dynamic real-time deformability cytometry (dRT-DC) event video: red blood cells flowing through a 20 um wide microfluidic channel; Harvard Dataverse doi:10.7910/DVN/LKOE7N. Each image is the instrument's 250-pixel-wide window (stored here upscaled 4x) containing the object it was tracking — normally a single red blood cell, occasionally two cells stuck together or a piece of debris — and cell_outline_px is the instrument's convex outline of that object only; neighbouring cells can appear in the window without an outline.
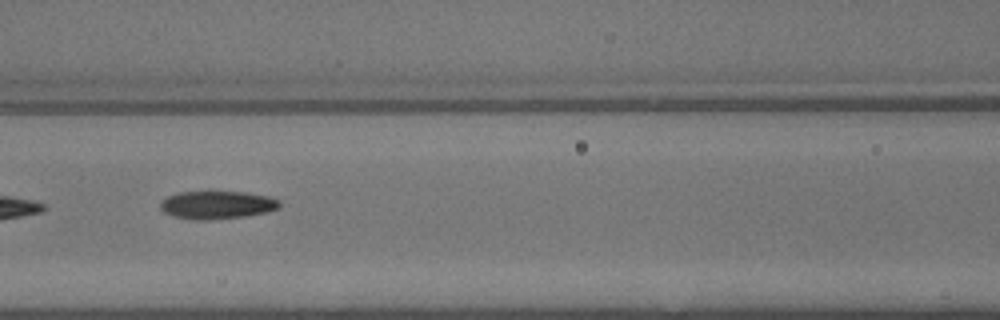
{"species": "common noctule bat (a hibernating species)", "species_latin": "Nyctalus noctula", "temperature_condition": "warm", "stored_images_in_passage": 4, "camera_frame_rate_fps": 3000, "um_per_image_px": 0.085, "animal": {"sex": "male", "body_mass_g": 13.3}, "frame": {"image": 1, "passage_image": 3, "time_ms": 0.667, "image_size_px": [1000, 320], "cell_outline_px": [[280, 208], [268, 212], [244, 216], [208, 220], [192, 220], [172, 216], [164, 212], [160, 208], [160, 200], [176, 192], [208, 188], [212, 188], [244, 192], [268, 196], [280, 200]], "centroid_in_image_um": [18.4, 17.36], "position_along_channel_um": 148.2, "area_um2": 20.63}}
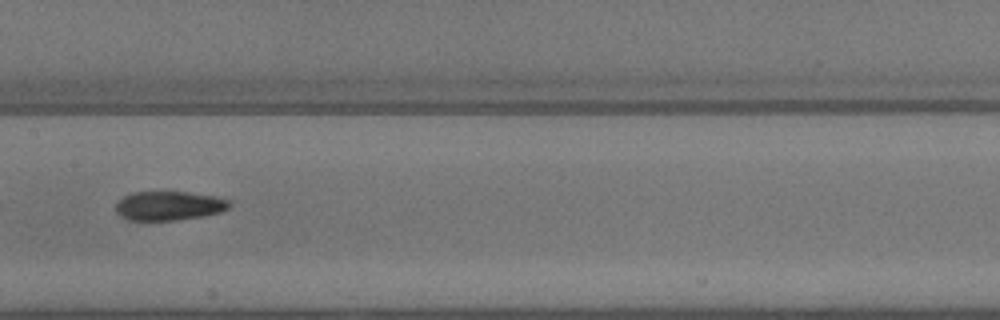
{"frame": {"image": 2, "passage_image": 4, "time_ms": 1.0, "image_size_px": [1000, 320], "cell_outline_px": [[232, 208], [220, 212], [200, 216], [176, 220], [128, 220], [120, 216], [116, 212], [116, 204], [124, 196], [132, 192], [188, 192], [216, 196], [228, 200], [232, 204]], "centroid_in_image_um": [14.38, 17.49], "position_along_channel_um": 193.0, "area_um2": 19.31}}